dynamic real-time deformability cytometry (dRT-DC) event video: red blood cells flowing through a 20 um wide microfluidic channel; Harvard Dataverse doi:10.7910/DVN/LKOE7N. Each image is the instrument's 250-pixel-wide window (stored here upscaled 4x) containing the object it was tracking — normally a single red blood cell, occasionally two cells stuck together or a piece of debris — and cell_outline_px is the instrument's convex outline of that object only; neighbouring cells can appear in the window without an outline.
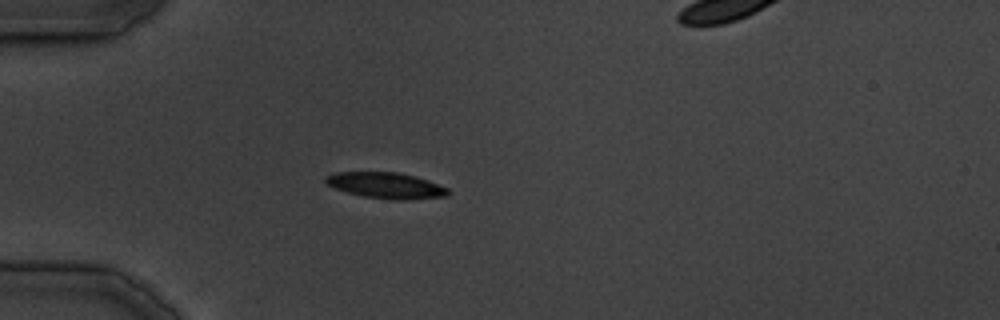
{"species": "common noctule bat (a hibernating species)", "species_latin": "Nyctalus noctula", "temperature_condition": "cold", "stored_images_in_passage": 36, "camera_frame_rate_fps": 3000, "um_per_image_px": 0.085, "animal": {"sex": "male", "body_mass_g": 19.5, "forearm_length_mm": 54.6}, "frame": {"image": 1, "passage_image": 11, "time_ms": 13.0, "image_size_px": [1000, 320], "cell_outline_px": [[452, 192], [448, 196], [400, 200], [396, 200], [364, 196], [348, 192], [336, 188], [328, 184], [324, 180], [324, 176], [336, 172], [400, 172], [416, 176], [428, 180], [448, 188]], "centroid_in_image_um": [32.85, 15.75], "position_along_channel_um": 52.1, "area_um2": 18.5}}
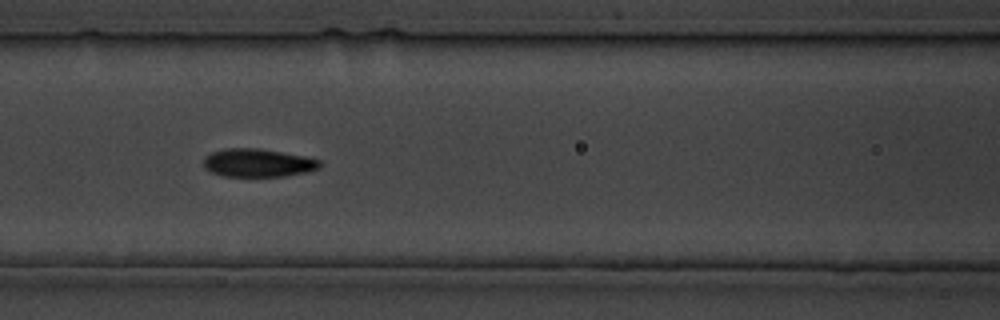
{"frame": {"image": 2, "passage_image": 16, "time_ms": 20.333, "image_size_px": [1000, 320], "cell_outline_px": [[320, 168], [308, 172], [284, 176], [220, 176], [204, 168], [204, 156], [212, 152], [224, 148], [256, 148], [304, 156], [320, 160]], "centroid_in_image_um": [21.9, 13.84], "position_along_channel_um": 144.7, "area_um2": 19.07}}